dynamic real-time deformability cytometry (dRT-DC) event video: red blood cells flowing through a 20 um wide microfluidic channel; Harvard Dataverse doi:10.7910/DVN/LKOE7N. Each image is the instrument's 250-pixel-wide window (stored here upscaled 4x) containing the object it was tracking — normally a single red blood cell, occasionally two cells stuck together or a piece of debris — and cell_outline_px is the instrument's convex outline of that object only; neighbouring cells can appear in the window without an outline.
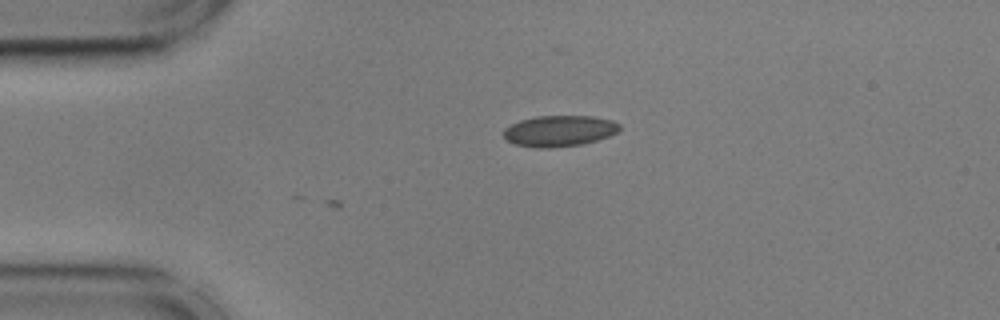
{"species": "common noctule bat (a hibernating species)", "species_latin": "Nyctalus noctula", "temperature_condition": "cold", "stored_images_in_passage": 14, "camera_frame_rate_fps": 3000, "um_per_image_px": 0.085, "animal": {"sex": "male", "body_mass_g": 17.9, "forearm_length_mm": 54.2}, "frame": {"image": 1, "passage_image": 14, "time_ms": 4.333, "image_size_px": [1000, 320], "cell_outline_px": [[620, 128], [616, 132], [608, 136], [596, 140], [580, 144], [552, 148], [540, 148], [516, 144], [504, 140], [504, 128], [520, 120], [536, 116], [592, 116], [612, 120], [620, 124]], "centroid_in_image_um": [47.52, 11.12], "position_along_channel_um": 37.5, "area_um2": 20.87}}